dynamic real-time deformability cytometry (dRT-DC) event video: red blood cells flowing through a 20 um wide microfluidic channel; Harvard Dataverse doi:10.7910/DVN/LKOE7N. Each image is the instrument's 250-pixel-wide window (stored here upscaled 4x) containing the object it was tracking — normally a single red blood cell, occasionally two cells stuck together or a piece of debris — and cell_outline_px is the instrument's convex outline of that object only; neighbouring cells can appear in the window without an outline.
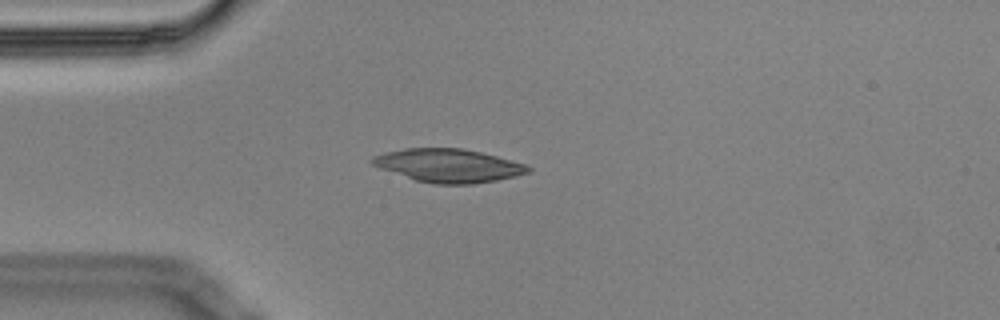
{"species": "Egyptian fruit bat (a non-hibernating species)", "species_latin": "Rousettus aegyptiacus", "temperature_condition": "cold", "stored_images_in_passage": 5, "camera_frame_rate_fps": 3000, "um_per_image_px": 0.085, "animal": {"sex": "male"}, "frame": {"image": 1, "passage_image": 5, "time_ms": 1.333, "image_size_px": [1000, 320], "cell_outline_px": [[532, 168], [528, 172], [516, 176], [496, 180], [472, 184], [432, 184], [416, 180], [380, 168], [372, 164], [372, 156], [384, 152], [404, 148], [464, 148], [528, 164]], "centroid_in_image_um": [38.13, 14.07], "position_along_channel_um": 46.9, "area_um2": 30.23}}